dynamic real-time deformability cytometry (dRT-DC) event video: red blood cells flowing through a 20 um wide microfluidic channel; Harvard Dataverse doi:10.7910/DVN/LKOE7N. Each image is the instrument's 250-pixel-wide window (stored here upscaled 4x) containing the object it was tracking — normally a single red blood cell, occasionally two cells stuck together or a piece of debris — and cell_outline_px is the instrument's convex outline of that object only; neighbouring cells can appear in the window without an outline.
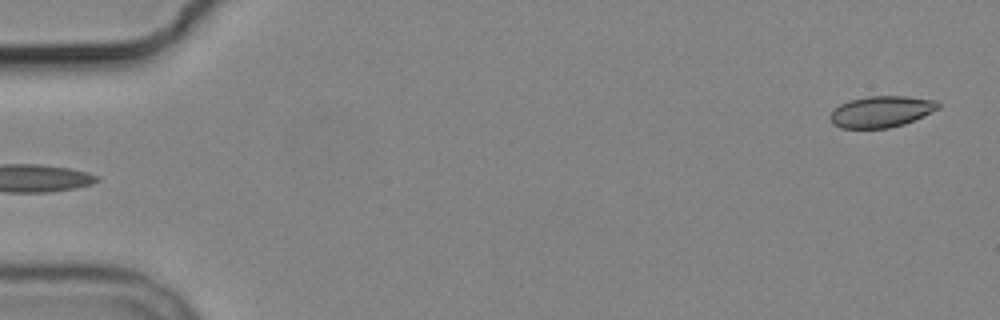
{"species": "common noctule bat (a hibernating species)", "species_latin": "Nyctalus noctula", "temperature_condition": "cold", "stored_images_in_passage": 6, "segment_of_instrument_passage": [2, 2], "camera_frame_rate_fps": 3000, "um_per_image_px": 0.085, "animal": {"sex": "male", "body_mass_g": 19.2, "forearm_length_mm": 51.8}, "frame": {"image": 1, "passage_image": 6, "time_ms": 5.667, "image_size_px": [1000, 320], "cell_outline_px": [[940, 108], [904, 124], [888, 128], [840, 128], [832, 124], [828, 116], [840, 104], [848, 100], [868, 96], [904, 96], [940, 100]], "centroid_in_image_um": [74.9, 9.48], "position_along_channel_um": 10.1, "area_um2": 19.83}}